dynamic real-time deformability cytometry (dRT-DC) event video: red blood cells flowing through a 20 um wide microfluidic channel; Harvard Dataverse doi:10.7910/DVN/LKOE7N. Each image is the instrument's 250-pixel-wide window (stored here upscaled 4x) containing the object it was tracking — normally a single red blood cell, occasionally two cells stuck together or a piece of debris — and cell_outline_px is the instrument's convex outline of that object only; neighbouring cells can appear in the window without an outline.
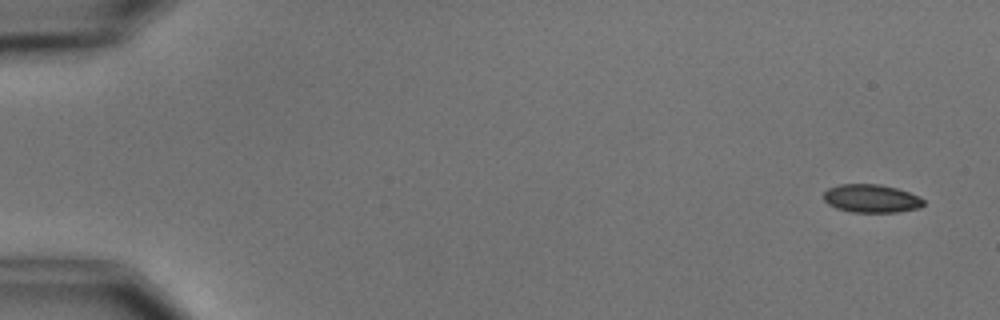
{"species": "common noctule bat (a hibernating species)", "species_latin": "Nyctalus noctula", "temperature_condition": "cold", "stored_images_in_passage": 6, "camera_frame_rate_fps": 3000, "um_per_image_px": 0.085, "animal": {"sex": "male", "body_mass_g": 15.6}, "frame": {"image": 1, "passage_image": 1, "time_ms": 0.0, "image_size_px": [1000, 320], "cell_outline_px": [[924, 204], [920, 208], [896, 212], [852, 212], [836, 208], [828, 204], [824, 200], [824, 192], [828, 188], [840, 184], [880, 184], [896, 188], [920, 196], [924, 200]], "centroid_in_image_um": [74.07, 16.87], "position_along_channel_um": 10.9, "area_um2": 16.47}}
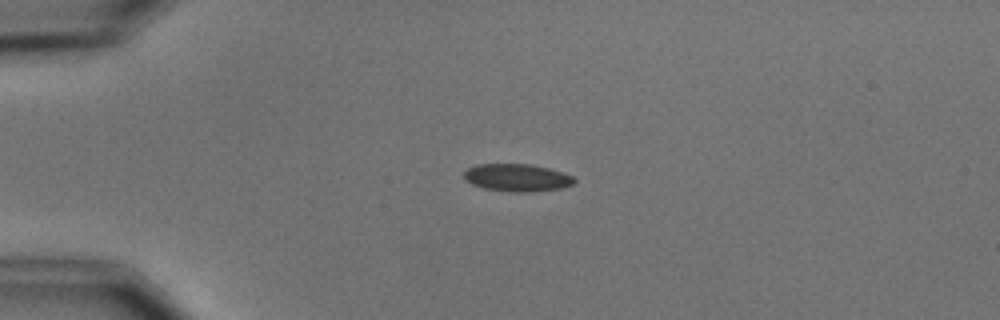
{"frame": {"image": 2, "passage_image": 4, "time_ms": 3.667, "image_size_px": [1000, 320], "cell_outline_px": [[576, 180], [572, 184], [560, 188], [532, 192], [512, 192], [484, 188], [472, 184], [464, 180], [464, 172], [468, 168], [476, 164], [532, 164], [548, 168], [572, 176]], "centroid_in_image_um": [43.91, 15.1], "position_along_channel_um": 41.1, "area_um2": 17.63}}